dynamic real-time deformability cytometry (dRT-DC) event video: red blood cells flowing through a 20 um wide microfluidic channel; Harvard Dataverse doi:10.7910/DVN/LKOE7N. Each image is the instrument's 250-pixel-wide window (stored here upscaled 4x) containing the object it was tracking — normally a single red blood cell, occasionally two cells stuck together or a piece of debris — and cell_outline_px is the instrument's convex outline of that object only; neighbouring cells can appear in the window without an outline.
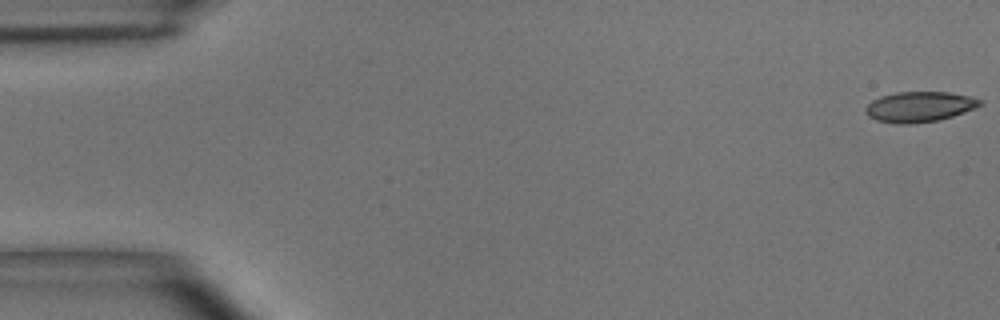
{"species": "common noctule bat (a hibernating species)", "species_latin": "Nyctalus noctula", "temperature_condition": "room temperature", "stored_images_in_passage": 5, "camera_frame_rate_fps": 3000, "um_per_image_px": 0.085, "animal": {"sex": "male", "body_mass_g": 15.6}, "frame": {"image": 1, "passage_image": 1, "time_ms": 0.0, "image_size_px": [1000, 320], "cell_outline_px": [[984, 104], [976, 108], [952, 116], [936, 120], [912, 124], [896, 124], [876, 120], [868, 116], [864, 112], [864, 108], [872, 100], [880, 96], [896, 92], [948, 92], [968, 96], [984, 100]], "centroid_in_image_um": [78.14, 9.07], "position_along_channel_um": 6.9, "area_um2": 20.4}}
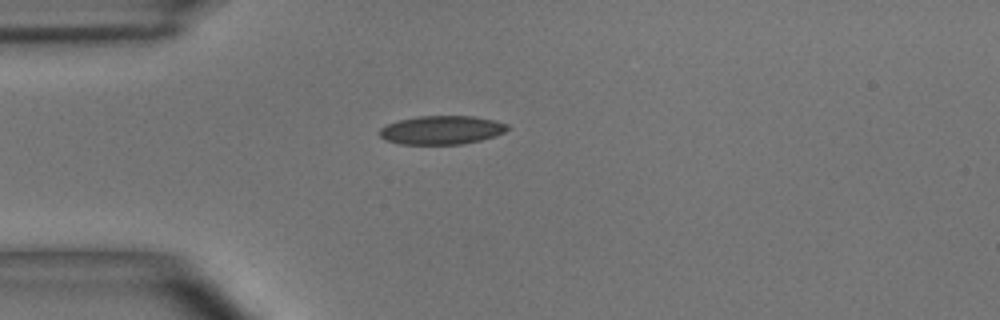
{"frame": {"image": 2, "passage_image": 4, "time_ms": 4.333, "image_size_px": [1000, 320], "cell_outline_px": [[508, 128], [504, 132], [496, 136], [480, 140], [460, 144], [400, 144], [384, 140], [380, 136], [380, 128], [388, 124], [400, 120], [420, 116], [472, 116], [492, 120], [508, 124]], "centroid_in_image_um": [37.53, 11.06], "position_along_channel_um": 47.5, "area_um2": 21.15}}